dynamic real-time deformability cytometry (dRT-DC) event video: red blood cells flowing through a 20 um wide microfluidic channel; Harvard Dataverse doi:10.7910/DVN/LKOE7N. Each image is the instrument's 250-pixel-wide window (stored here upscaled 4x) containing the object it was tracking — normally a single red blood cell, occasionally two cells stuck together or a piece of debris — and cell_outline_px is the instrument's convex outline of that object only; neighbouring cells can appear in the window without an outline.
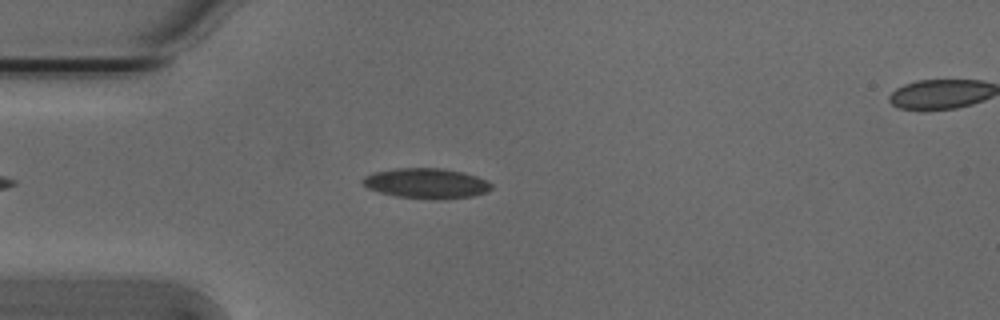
{"species": "Egyptian fruit bat (a non-hibernating species)", "species_latin": "Rousettus aegyptiacus", "temperature_condition": "cold", "stored_images_in_passage": 47, "camera_frame_rate_fps": 3000, "um_per_image_px": 0.085, "animal": {"sex": "male"}, "frame": {"image": 1, "passage_image": 8, "time_ms": 2.333, "image_size_px": [1000, 320], "cell_outline_px": [[492, 188], [488, 192], [472, 196], [444, 200], [436, 200], [396, 196], [380, 192], [368, 188], [360, 180], [364, 176], [372, 172], [396, 168], [440, 168], [460, 172], [476, 176], [488, 180], [492, 184]], "centroid_in_image_um": [36.25, 15.59], "position_along_channel_um": 48.8, "area_um2": 22.83}}
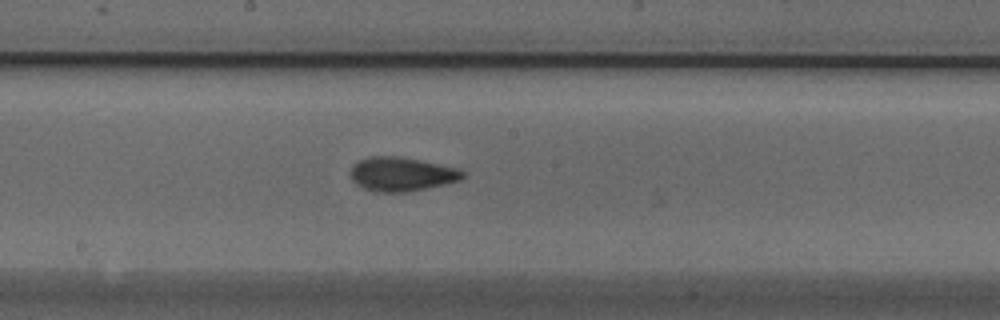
{"frame": {"image": 2, "passage_image": 22, "time_ms": 7.0, "image_size_px": [1000, 320], "cell_outline_px": [[464, 176], [460, 180], [444, 184], [404, 192], [372, 192], [356, 184], [352, 180], [352, 164], [360, 160], [372, 156], [396, 156], [420, 160], [460, 168], [464, 172]], "centroid_in_image_um": [34.14, 14.8], "position_along_channel_um": 214.1, "area_um2": 22.08}}
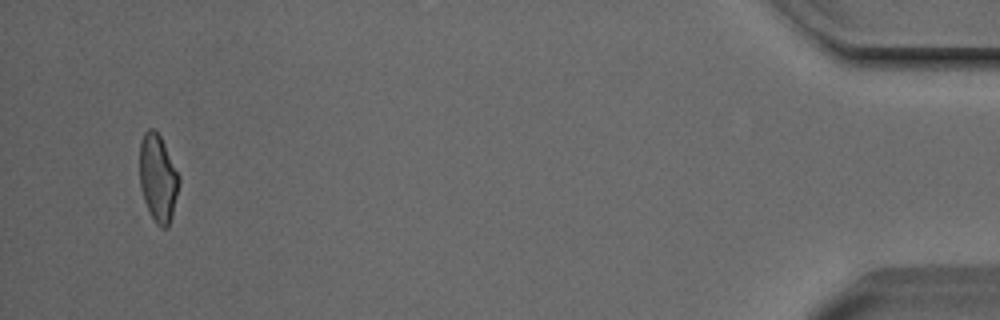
{"frame": {"image": 3, "passage_image": 45, "time_ms": 14.667, "image_size_px": [1000, 320], "cell_outline_px": [[180, 184], [172, 216], [168, 228], [160, 228], [156, 224], [144, 200], [140, 188], [140, 144], [144, 132], [148, 128], [152, 128], [160, 136], [180, 176]], "centroid_in_image_um": [13.44, 15.16], "position_along_channel_um": 421.8, "area_um2": 20.06}, "authors_computed_cell_mechanics": {"area_um2": 21.0392, "velocity_mm_per_s": 3.815, "shape_relaxation_time_tau1_ms": 5.1882, "shape_relaxation_time_tau2_ms": 2.6182, "deformation_change_tau1": 0.1341, "deformation_change_tau2": 0.1002}}